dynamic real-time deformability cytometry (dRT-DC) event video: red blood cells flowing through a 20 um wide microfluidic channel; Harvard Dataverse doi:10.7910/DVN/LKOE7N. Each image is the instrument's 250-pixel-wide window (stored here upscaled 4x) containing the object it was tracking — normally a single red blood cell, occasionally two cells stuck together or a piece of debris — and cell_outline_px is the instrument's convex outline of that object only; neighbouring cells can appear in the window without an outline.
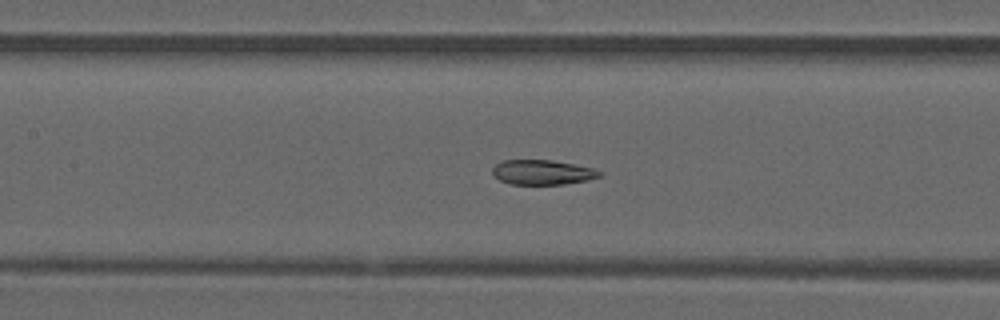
{"species": "common noctule bat (a hibernating species)", "species_latin": "Nyctalus noctula", "temperature_condition": "warm", "stored_images_in_passage": 52, "camera_frame_rate_fps": 3000, "um_per_image_px": 0.085, "animal": {"sex": "male", "forearm_length_mm": 52.5}, "frame": {"image": 1, "passage_image": 24, "time_ms": 7.667, "image_size_px": [1000, 320], "cell_outline_px": [[604, 172], [600, 176], [588, 180], [564, 184], [512, 184], [500, 180], [492, 176], [492, 168], [500, 160], [552, 160], [596, 168]], "centroid_in_image_um": [46.12, 14.64], "position_along_channel_um": 161.3, "area_um2": 15.66}}
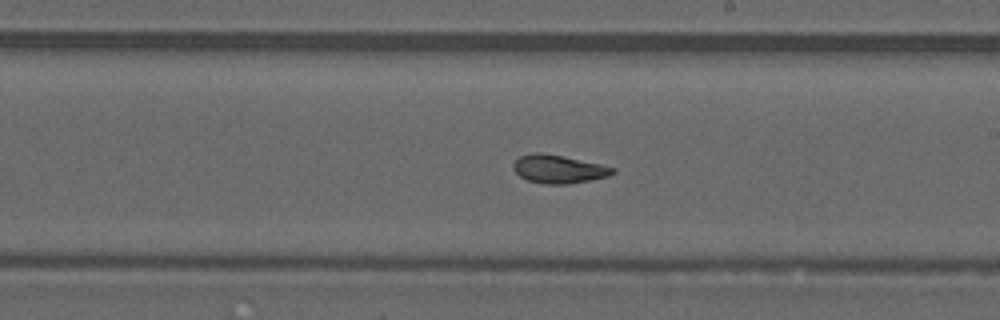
{"frame": {"image": 2, "passage_image": 30, "time_ms": 9.667, "image_size_px": [1000, 320], "cell_outline_px": [[616, 172], [608, 176], [568, 184], [544, 184], [528, 180], [520, 176], [512, 168], [512, 164], [520, 156], [536, 152], [540, 152], [600, 164], [616, 168]], "centroid_in_image_um": [47.46, 14.38], "position_along_channel_um": 241.5, "area_um2": 16.13}}
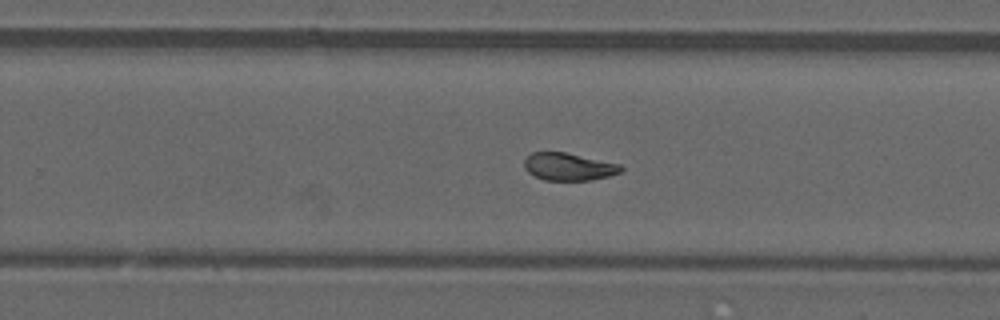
{"frame": {"image": 3, "passage_image": 33, "time_ms": 10.667, "image_size_px": [1000, 320], "cell_outline_px": [[624, 168], [620, 172], [608, 176], [592, 180], [544, 180], [528, 172], [524, 168], [524, 160], [532, 152], [564, 152], [620, 164]], "centroid_in_image_um": [48.33, 14.17], "position_along_channel_um": 281.5, "area_um2": 15.37}, "authors_computed_cell_mechanics": {"area_um2": 17.1666, "velocity_mm_per_s": 4.0296, "shape_relaxation_time_tau1_ms": null, "shape_relaxation_time_tau2_ms": 1.6243, "deformation_change_tau1": null, "deformation_change_tau2": 0.0723}}